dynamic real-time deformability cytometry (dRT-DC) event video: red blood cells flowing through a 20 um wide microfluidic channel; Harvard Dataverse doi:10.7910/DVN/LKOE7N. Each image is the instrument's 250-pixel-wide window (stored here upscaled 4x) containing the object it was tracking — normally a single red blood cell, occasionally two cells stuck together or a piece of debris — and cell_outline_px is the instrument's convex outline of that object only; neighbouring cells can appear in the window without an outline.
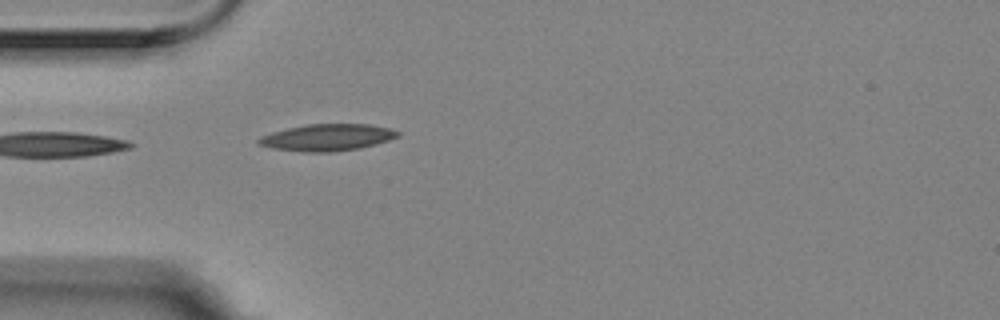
{"species": "Egyptian fruit bat (a non-hibernating species)", "species_latin": "Rousettus aegyptiacus", "temperature_condition": "room temperature", "stored_images_in_passage": 4, "camera_frame_rate_fps": 3000, "um_per_image_px": 0.085, "animal": {"sex": "female"}, "frame": {"image": 1, "passage_image": 4, "time_ms": 1.0, "image_size_px": [1000, 320], "cell_outline_px": [[400, 136], [376, 144], [360, 148], [332, 152], [304, 152], [272, 148], [256, 144], [256, 140], [260, 136], [272, 132], [304, 124], [368, 124], [388, 128], [400, 132]], "centroid_in_image_um": [27.78, 11.68], "position_along_channel_um": 57.2, "area_um2": 21.79}}